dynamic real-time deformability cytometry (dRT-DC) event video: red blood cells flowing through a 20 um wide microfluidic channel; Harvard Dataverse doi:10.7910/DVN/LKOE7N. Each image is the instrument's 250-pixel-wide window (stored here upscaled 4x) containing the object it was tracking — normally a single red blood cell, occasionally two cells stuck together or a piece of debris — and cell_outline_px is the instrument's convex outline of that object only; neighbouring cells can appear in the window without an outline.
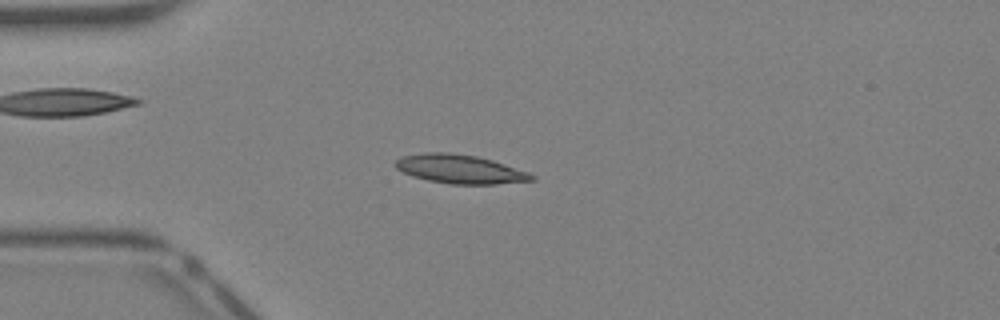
{"species": "Egyptian fruit bat (a non-hibernating species)", "species_latin": "Rousettus aegyptiacus", "temperature_condition": "warm", "stored_images_in_passage": 33, "camera_frame_rate_fps": 3000, "um_per_image_px": 0.085, "animal": {"sex": "female"}, "frame": {"image": 1, "passage_image": 3, "time_ms": 0.667, "image_size_px": [1000, 320], "cell_outline_px": [[536, 180], [496, 184], [452, 184], [428, 180], [412, 176], [396, 168], [392, 164], [400, 156], [424, 152], [448, 152], [476, 156], [492, 160], [528, 172], [536, 176]], "centroid_in_image_um": [39.07, 14.37], "position_along_channel_um": 45.9, "area_um2": 22.95}}
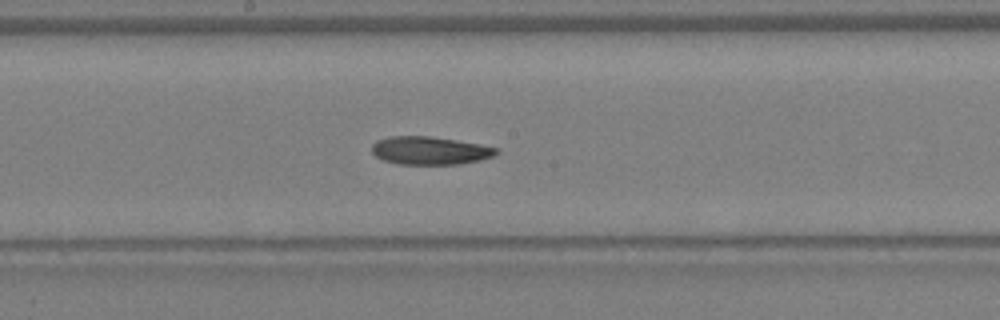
{"frame": {"image": 2, "passage_image": 14, "time_ms": 4.333, "image_size_px": [1000, 320], "cell_outline_px": [[500, 152], [492, 156], [480, 160], [460, 164], [396, 164], [384, 160], [376, 156], [372, 152], [372, 144], [376, 140], [388, 136], [428, 136], [456, 140], [480, 144], [500, 148]], "centroid_in_image_um": [36.55, 12.79], "position_along_channel_um": 211.7, "area_um2": 20.46}}
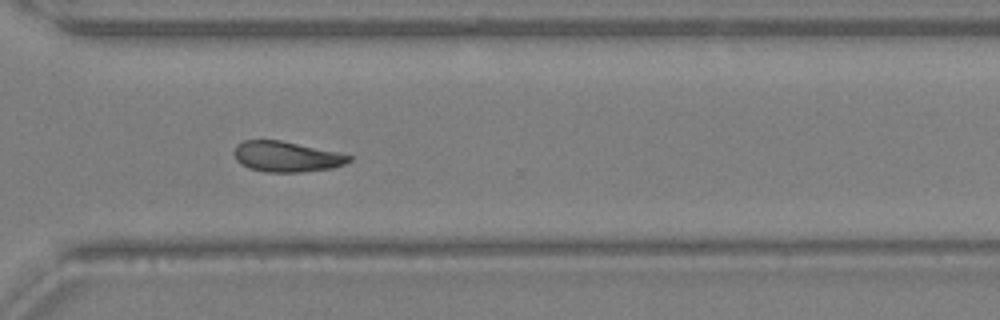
{"frame": {"image": 3, "passage_image": 22, "time_ms": 7.0, "image_size_px": [1000, 320], "cell_outline_px": [[352, 160], [344, 164], [332, 168], [300, 172], [264, 172], [248, 168], [236, 160], [232, 152], [236, 144], [244, 140], [280, 140], [336, 152], [352, 156]], "centroid_in_image_um": [24.3, 13.31], "position_along_channel_um": 346.3, "area_um2": 20.4}}